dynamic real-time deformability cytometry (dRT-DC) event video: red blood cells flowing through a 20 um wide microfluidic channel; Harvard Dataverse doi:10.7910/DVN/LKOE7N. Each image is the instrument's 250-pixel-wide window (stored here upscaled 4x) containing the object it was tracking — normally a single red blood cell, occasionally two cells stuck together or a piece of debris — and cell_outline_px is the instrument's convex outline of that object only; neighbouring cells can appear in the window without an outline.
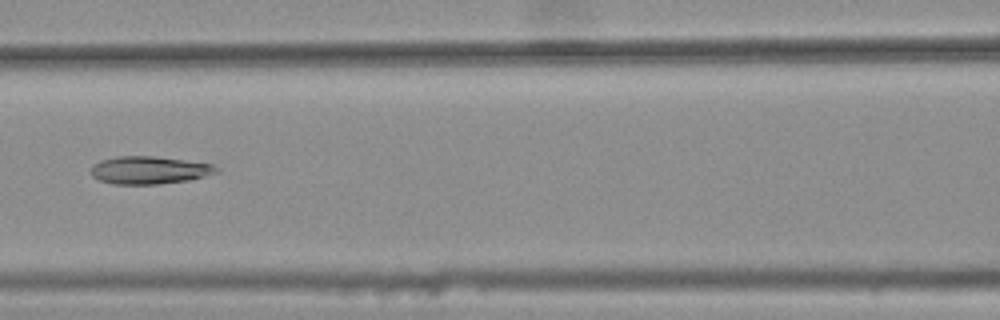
{"species": "common noctule bat (a hibernating species)", "species_latin": "Nyctalus noctula", "temperature_condition": "warm", "stored_images_in_passage": 4, "camera_frame_rate_fps": 3000, "um_per_image_px": 0.085, "animal": {"sex": "female", "body_mass_g": 25.1}, "frame": {"image": 1, "passage_image": 4, "time_ms": 1.0, "image_size_px": [1000, 320], "cell_outline_px": [[220, 172], [188, 180], [156, 184], [112, 184], [100, 180], [92, 176], [88, 172], [92, 164], [100, 160], [116, 156], [152, 156], [184, 160], [212, 164], [220, 168]], "centroid_in_image_um": [12.64, 14.46], "position_along_channel_um": 154.0, "area_um2": 20.4}}